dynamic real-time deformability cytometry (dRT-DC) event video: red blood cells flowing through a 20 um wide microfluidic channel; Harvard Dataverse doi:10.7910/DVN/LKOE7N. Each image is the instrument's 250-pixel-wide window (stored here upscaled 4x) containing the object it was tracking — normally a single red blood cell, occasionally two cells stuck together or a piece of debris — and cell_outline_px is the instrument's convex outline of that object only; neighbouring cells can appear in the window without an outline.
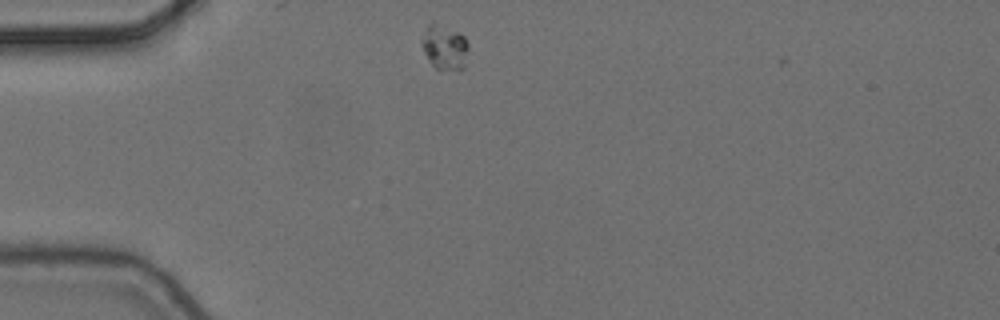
{"species": "common noctule bat (a hibernating species)", "species_latin": "Nyctalus noctula", "temperature_condition": "cold", "stored_images_in_passage": 6, "camera_frame_rate_fps": 3000, "um_per_image_px": 0.085, "animal": {"sex": "female", "body_mass_g": 24.6, "forearm_length_mm": 56.2}, "frame": {"image": 1, "passage_image": 1, "time_ms": 0.0, "image_size_px": [1000, 320], "cell_outline_px": [[468, 48], [464, 68], [460, 72], [440, 72], [428, 60], [420, 44], [420, 36], [428, 24], [432, 20], [460, 32], [464, 36], [468, 44]], "centroid_in_image_um": [37.77, 4.03], "position_along_channel_um": 47.2, "area_um2": 13.06}}
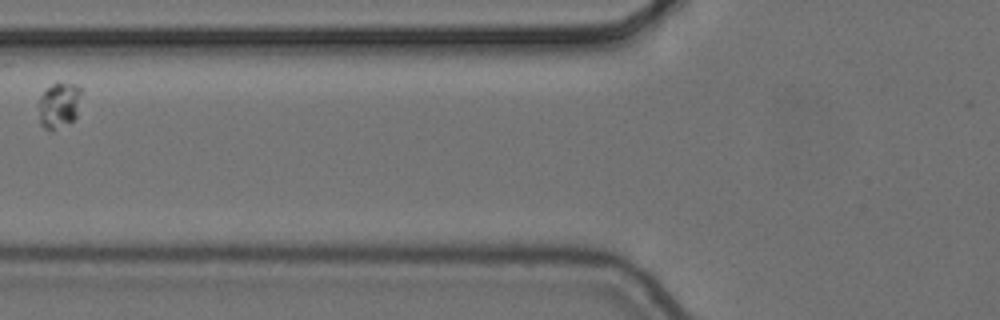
{"frame": {"image": 2, "passage_image": 3, "time_ms": 0.667, "image_size_px": [1000, 320], "cell_outline_px": [[84, 88], [76, 116], [72, 120], [52, 132], [44, 128], [40, 124], [36, 104], [44, 88], [52, 84], [76, 84]], "centroid_in_image_um": [4.98, 8.93], "position_along_channel_um": 120.8, "area_um2": 11.91}}
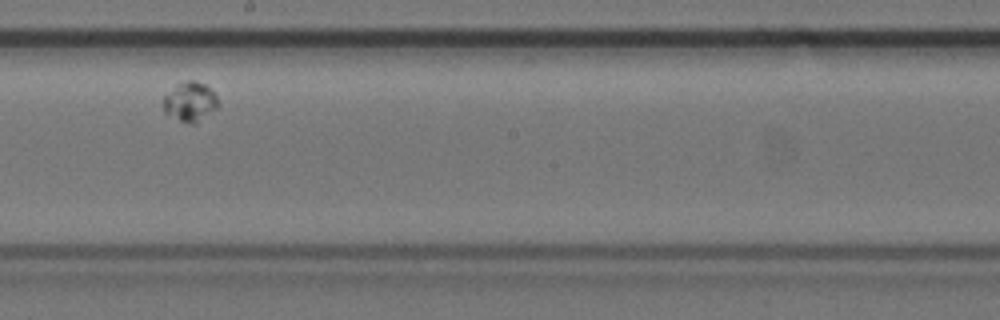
{"frame": {"image": 3, "passage_image": 6, "time_ms": 1.667, "image_size_px": [1000, 320], "cell_outline_px": [[220, 104], [216, 108], [196, 124], [192, 124], [180, 120], [164, 112], [164, 96], [176, 84], [188, 80], [196, 80], [204, 84], [216, 96]], "centroid_in_image_um": [16.16, 8.64], "position_along_channel_um": 232.0, "area_um2": 12.43}}